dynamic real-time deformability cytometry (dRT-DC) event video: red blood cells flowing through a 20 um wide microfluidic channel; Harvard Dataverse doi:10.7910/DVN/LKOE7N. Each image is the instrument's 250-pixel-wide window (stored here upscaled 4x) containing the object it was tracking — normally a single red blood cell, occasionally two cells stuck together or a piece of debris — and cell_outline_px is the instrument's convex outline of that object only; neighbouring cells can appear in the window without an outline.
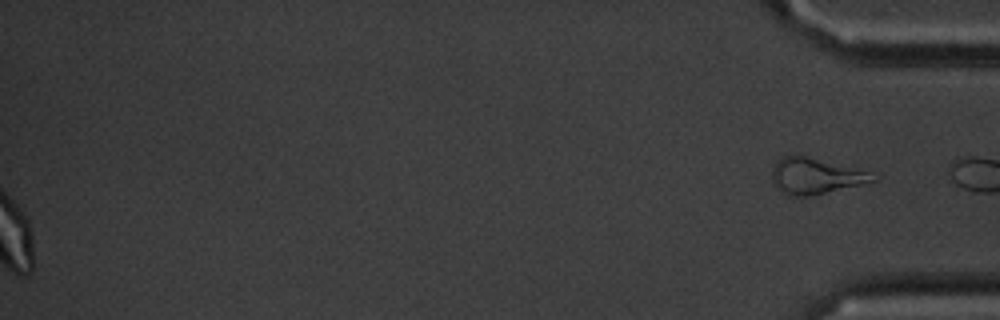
{"species": "common noctule bat (a hibernating species)", "species_latin": "Nyctalus noctula", "temperature_condition": "cold", "stored_images_in_passage": 58, "segment_of_instrument_passage": [2, 2], "camera_frame_rate_fps": 3000, "um_per_image_px": 0.085, "animal": {"sex": "male", "body_mass_g": 20.1, "forearm_length_mm": 53.5}, "frame": {"image": 1, "passage_image": 58, "time_ms": 19.0, "image_size_px": [1000, 320], "cell_outline_px": [[880, 176], [876, 180], [860, 184], [808, 196], [788, 196], [780, 192], [772, 184], [772, 168], [776, 160], [780, 156], [804, 156], [868, 172]], "centroid_in_image_um": [69.22, 14.98], "position_along_channel_um": 366.0, "area_um2": 20.69}}